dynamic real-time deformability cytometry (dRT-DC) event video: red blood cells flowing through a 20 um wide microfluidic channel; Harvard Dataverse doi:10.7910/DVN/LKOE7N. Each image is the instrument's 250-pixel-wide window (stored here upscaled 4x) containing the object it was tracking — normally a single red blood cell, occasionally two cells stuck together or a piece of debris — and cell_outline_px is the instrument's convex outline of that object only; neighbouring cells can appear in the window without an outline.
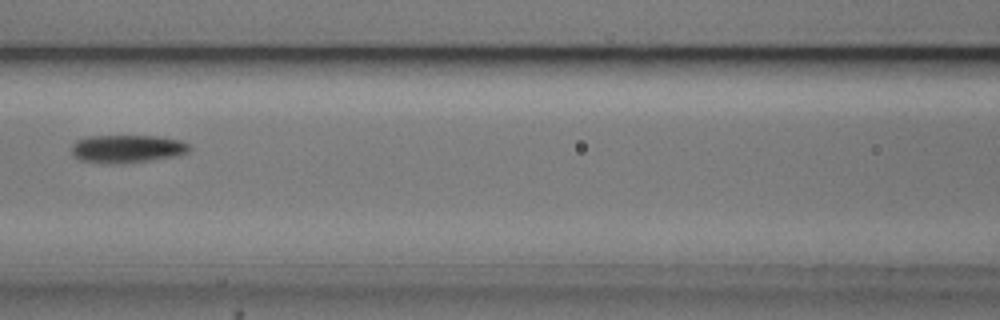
{"species": "common noctule bat (a hibernating species)", "species_latin": "Nyctalus noctula", "temperature_condition": "cold", "stored_images_in_passage": 7, "camera_frame_rate_fps": 3000, "um_per_image_px": 0.085, "animal": {"sex": "male", "body_mass_g": 20.5, "forearm_length_mm": 52.5}, "frame": {"image": 1, "passage_image": 6, "time_ms": 5.667, "image_size_px": [1000, 320], "cell_outline_px": [[192, 148], [188, 152], [176, 156], [152, 160], [120, 164], [100, 164], [80, 160], [72, 156], [72, 144], [76, 140], [88, 136], [156, 136], [180, 140], [188, 144]], "centroid_in_image_um": [10.77, 12.66], "position_along_channel_um": 155.8, "area_um2": 19.54}}
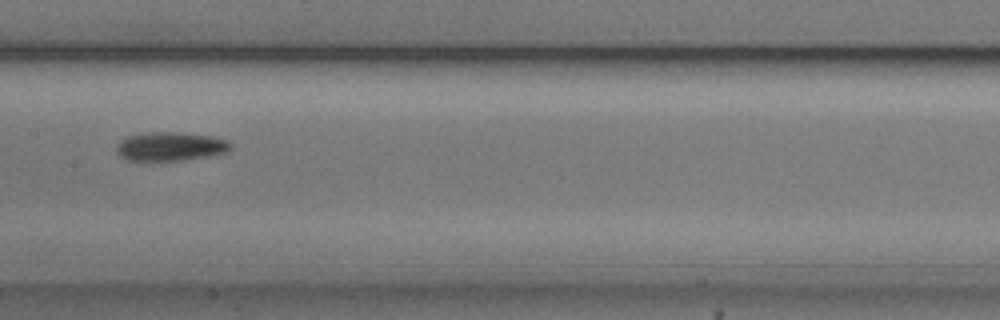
{"frame": {"image": 2, "passage_image": 7, "time_ms": 6.667, "image_size_px": [1000, 320], "cell_outline_px": [[232, 148], [228, 152], [208, 156], [184, 160], [128, 160], [120, 156], [116, 152], [116, 148], [120, 140], [128, 136], [148, 132], [180, 132], [212, 136], [228, 140], [232, 144]], "centroid_in_image_um": [14.52, 12.44], "position_along_channel_um": 192.9, "area_um2": 19.25}}